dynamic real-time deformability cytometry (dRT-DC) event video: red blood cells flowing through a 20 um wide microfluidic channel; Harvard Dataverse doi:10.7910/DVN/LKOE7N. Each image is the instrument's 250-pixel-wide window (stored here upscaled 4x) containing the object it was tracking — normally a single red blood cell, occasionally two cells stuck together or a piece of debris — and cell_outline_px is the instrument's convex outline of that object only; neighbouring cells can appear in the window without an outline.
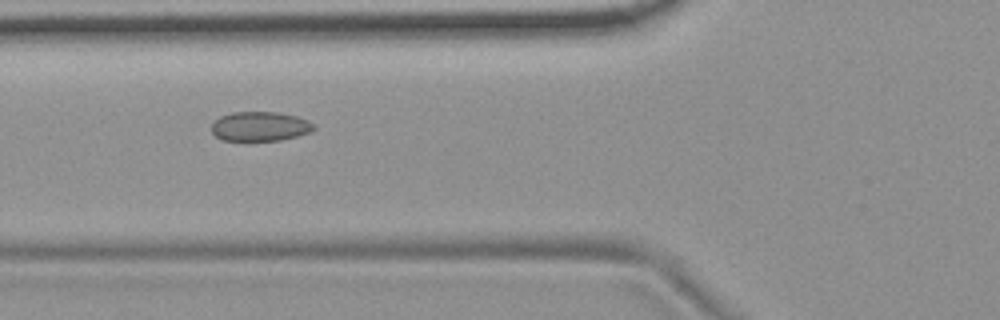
{"species": "common noctule bat (a hibernating species)", "species_latin": "Nyctalus noctula", "temperature_condition": "room temperature", "stored_images_in_passage": 6, "camera_frame_rate_fps": 3000, "um_per_image_px": 0.085, "animal": {"sex": "female", "body_mass_g": 19.9}, "frame": {"image": 1, "passage_image": 6, "time_ms": 1.667, "image_size_px": [1000, 320], "cell_outline_px": [[316, 128], [308, 132], [296, 136], [280, 140], [224, 140], [216, 136], [212, 132], [212, 124], [220, 116], [232, 112], [276, 112], [296, 116], [308, 120]], "centroid_in_image_um": [22.09, 10.73], "position_along_channel_um": 103.7, "area_um2": 17.28}}